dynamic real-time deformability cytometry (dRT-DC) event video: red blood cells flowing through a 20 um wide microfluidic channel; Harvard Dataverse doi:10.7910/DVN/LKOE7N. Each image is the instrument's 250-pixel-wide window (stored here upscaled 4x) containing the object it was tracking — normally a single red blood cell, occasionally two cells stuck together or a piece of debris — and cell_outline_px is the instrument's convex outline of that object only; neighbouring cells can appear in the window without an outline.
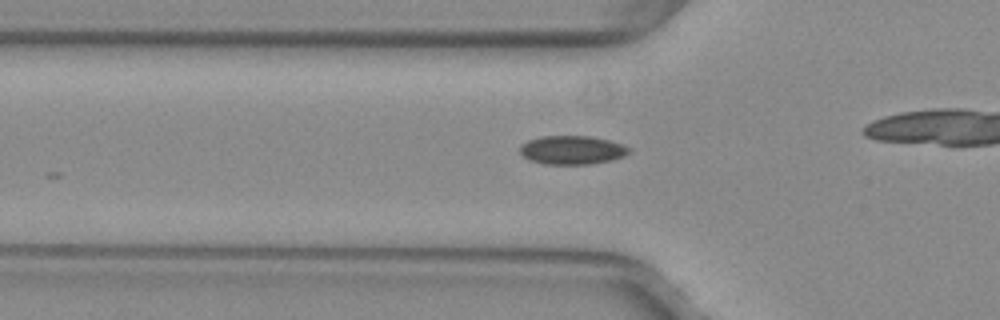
{"species": "common noctule bat (a hibernating species)", "species_latin": "Nyctalus noctula", "temperature_condition": "warm", "stored_images_in_passage": 9, "camera_frame_rate_fps": 3000, "um_per_image_px": 0.085, "animal": {"sex": "female", "body_mass_g": 29.2, "forearm_length_mm": 56.3}, "frame": {"image": 1, "passage_image": 4, "time_ms": 1.0, "image_size_px": [1000, 320], "cell_outline_px": [[632, 152], [624, 156], [612, 160], [588, 164], [544, 164], [528, 160], [520, 152], [520, 144], [528, 140], [540, 136], [588, 136], [608, 140], [632, 148]], "centroid_in_image_um": [48.62, 12.75], "position_along_channel_um": 77.2, "area_um2": 18.32}}